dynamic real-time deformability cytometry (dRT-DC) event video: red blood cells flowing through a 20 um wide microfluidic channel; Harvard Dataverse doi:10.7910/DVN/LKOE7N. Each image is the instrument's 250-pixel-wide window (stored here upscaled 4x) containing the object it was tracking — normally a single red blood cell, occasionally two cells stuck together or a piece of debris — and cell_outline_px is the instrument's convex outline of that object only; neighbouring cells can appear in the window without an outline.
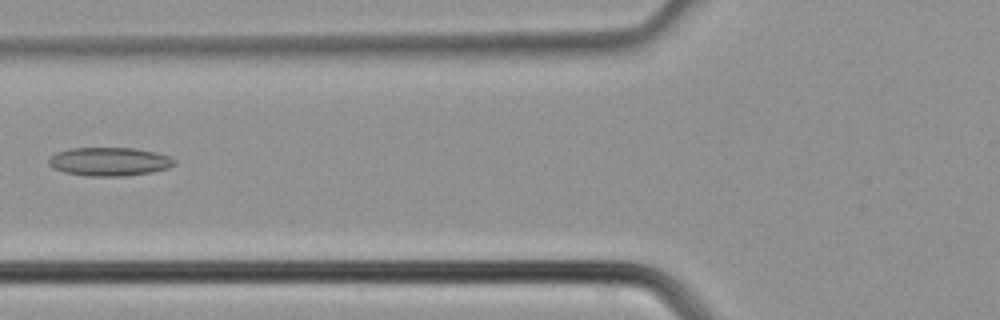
{"species": "common noctule bat (a hibernating species)", "species_latin": "Nyctalus noctula", "temperature_condition": "cold", "stored_images_in_passage": 4, "camera_frame_rate_fps": 3000, "um_per_image_px": 0.085, "animal": {"sex": "male", "body_mass_g": 21.5, "forearm_length_mm": 52.0}, "frame": {"image": 1, "passage_image": 4, "time_ms": 1.0, "image_size_px": [1000, 320], "cell_outline_px": [[176, 164], [168, 168], [152, 172], [124, 176], [88, 176], [64, 172], [52, 168], [48, 164], [48, 160], [56, 152], [72, 148], [136, 148], [156, 152], [172, 156], [176, 160]], "centroid_in_image_um": [9.33, 13.73], "position_along_channel_um": 116.5, "area_um2": 21.1}}